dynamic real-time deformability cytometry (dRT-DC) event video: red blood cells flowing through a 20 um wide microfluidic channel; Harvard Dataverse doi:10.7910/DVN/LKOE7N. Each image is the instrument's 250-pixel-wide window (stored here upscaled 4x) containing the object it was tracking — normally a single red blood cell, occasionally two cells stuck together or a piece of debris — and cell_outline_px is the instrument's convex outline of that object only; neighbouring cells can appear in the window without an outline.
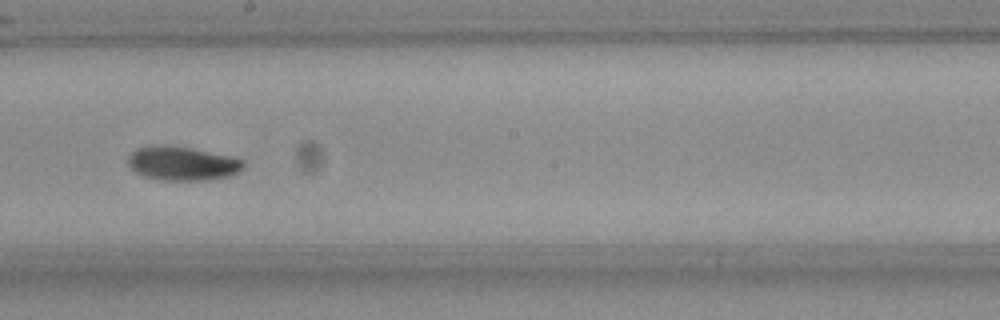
{"species": "Egyptian fruit bat (a non-hibernating species)", "species_latin": "Rousettus aegyptiacus", "temperature_condition": "room temperature", "stored_images_in_passage": 35, "camera_frame_rate_fps": 3000, "um_per_image_px": 0.085, "frame": {"image": 1, "passage_image": 16, "time_ms": 5.0, "image_size_px": [1000, 320], "cell_outline_px": [[244, 164], [232, 176], [204, 180], [164, 180], [144, 176], [136, 172], [128, 164], [128, 156], [136, 148], [152, 144], [164, 144], [192, 148], [228, 156], [244, 160]], "centroid_in_image_um": [15.45, 13.87], "position_along_channel_um": 232.8, "area_um2": 22.77}, "authors_computed_cell_mechanics": {"area_um2": 22.1374, "velocity_mm_per_s": 3.7203, "shape_relaxation_time_tau1_ms": 3.2921, "shape_relaxation_time_tau2_ms": 7.6003, "deformation_change_tau1": 0.1319, "deformation_change_tau2": 0.1026}}